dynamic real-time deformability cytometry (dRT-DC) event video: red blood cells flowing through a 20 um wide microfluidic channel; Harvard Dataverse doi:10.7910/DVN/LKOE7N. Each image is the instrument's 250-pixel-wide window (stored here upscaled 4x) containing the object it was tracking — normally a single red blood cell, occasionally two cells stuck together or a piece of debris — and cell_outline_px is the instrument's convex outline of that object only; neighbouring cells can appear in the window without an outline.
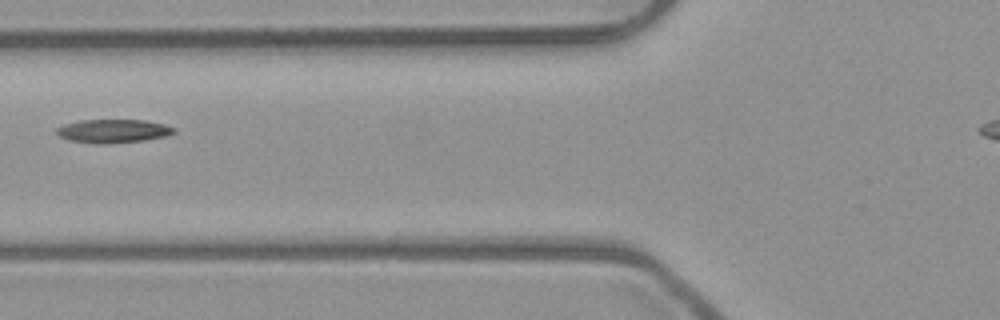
{"species": "common noctule bat (a hibernating species)", "species_latin": "Nyctalus noctula", "temperature_condition": "room temperature", "stored_images_in_passage": 5, "camera_frame_rate_fps": 3000, "um_per_image_px": 0.085, "animal": {"sex": "male", "body_mass_g": 23.1, "forearm_length_mm": 52.7}, "frame": {"image": 1, "passage_image": 5, "time_ms": 1.333, "image_size_px": [1000, 320], "cell_outline_px": [[176, 132], [164, 136], [144, 140], [104, 144], [96, 144], [68, 140], [60, 136], [56, 132], [56, 128], [64, 124], [80, 120], [144, 120], [164, 124], [176, 128]], "centroid_in_image_um": [9.6, 11.14], "position_along_channel_um": 116.2, "area_um2": 16.07}}